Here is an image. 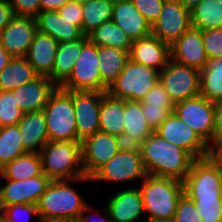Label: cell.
I'll return each mask as SVG.
<instances>
[{"label": "cell", "instance_id": "7c38bea8", "mask_svg": "<svg viewBox=\"0 0 222 222\" xmlns=\"http://www.w3.org/2000/svg\"><path fill=\"white\" fill-rule=\"evenodd\" d=\"M124 147L120 137L98 131L81 141L82 167L91 178L104 164Z\"/></svg>", "mask_w": 222, "mask_h": 222}, {"label": "cell", "instance_id": "30bf717a", "mask_svg": "<svg viewBox=\"0 0 222 222\" xmlns=\"http://www.w3.org/2000/svg\"><path fill=\"white\" fill-rule=\"evenodd\" d=\"M159 82L174 104L200 95V71L173 59L159 72Z\"/></svg>", "mask_w": 222, "mask_h": 222}, {"label": "cell", "instance_id": "ac0fdd59", "mask_svg": "<svg viewBox=\"0 0 222 222\" xmlns=\"http://www.w3.org/2000/svg\"><path fill=\"white\" fill-rule=\"evenodd\" d=\"M171 59L201 71L207 64L201 30L191 27L171 46Z\"/></svg>", "mask_w": 222, "mask_h": 222}, {"label": "cell", "instance_id": "11a10c76", "mask_svg": "<svg viewBox=\"0 0 222 222\" xmlns=\"http://www.w3.org/2000/svg\"><path fill=\"white\" fill-rule=\"evenodd\" d=\"M218 168L222 188V159H210Z\"/></svg>", "mask_w": 222, "mask_h": 222}, {"label": "cell", "instance_id": "60d3db41", "mask_svg": "<svg viewBox=\"0 0 222 222\" xmlns=\"http://www.w3.org/2000/svg\"><path fill=\"white\" fill-rule=\"evenodd\" d=\"M201 34L207 58L222 57V28L203 30Z\"/></svg>", "mask_w": 222, "mask_h": 222}, {"label": "cell", "instance_id": "5b68a950", "mask_svg": "<svg viewBox=\"0 0 222 222\" xmlns=\"http://www.w3.org/2000/svg\"><path fill=\"white\" fill-rule=\"evenodd\" d=\"M49 141L81 140L77 134L73 91L60 87L50 94L43 108Z\"/></svg>", "mask_w": 222, "mask_h": 222}, {"label": "cell", "instance_id": "44dd1931", "mask_svg": "<svg viewBox=\"0 0 222 222\" xmlns=\"http://www.w3.org/2000/svg\"><path fill=\"white\" fill-rule=\"evenodd\" d=\"M112 21L120 27L132 41L152 34V26L134 6L132 0H114Z\"/></svg>", "mask_w": 222, "mask_h": 222}, {"label": "cell", "instance_id": "8992f818", "mask_svg": "<svg viewBox=\"0 0 222 222\" xmlns=\"http://www.w3.org/2000/svg\"><path fill=\"white\" fill-rule=\"evenodd\" d=\"M159 72L153 67L129 59L107 93L122 100L142 101L145 94L158 83Z\"/></svg>", "mask_w": 222, "mask_h": 222}, {"label": "cell", "instance_id": "9f6ffc18", "mask_svg": "<svg viewBox=\"0 0 222 222\" xmlns=\"http://www.w3.org/2000/svg\"><path fill=\"white\" fill-rule=\"evenodd\" d=\"M71 2H77V3H80V4H84V3H87L89 2L90 0H70Z\"/></svg>", "mask_w": 222, "mask_h": 222}, {"label": "cell", "instance_id": "4fadbf2b", "mask_svg": "<svg viewBox=\"0 0 222 222\" xmlns=\"http://www.w3.org/2000/svg\"><path fill=\"white\" fill-rule=\"evenodd\" d=\"M191 27L190 10L177 0H165L152 34L171 47Z\"/></svg>", "mask_w": 222, "mask_h": 222}, {"label": "cell", "instance_id": "484cf974", "mask_svg": "<svg viewBox=\"0 0 222 222\" xmlns=\"http://www.w3.org/2000/svg\"><path fill=\"white\" fill-rule=\"evenodd\" d=\"M17 125L25 150L29 153H40L43 146L49 141L43 110L23 113L22 119Z\"/></svg>", "mask_w": 222, "mask_h": 222}, {"label": "cell", "instance_id": "8d00e7d4", "mask_svg": "<svg viewBox=\"0 0 222 222\" xmlns=\"http://www.w3.org/2000/svg\"><path fill=\"white\" fill-rule=\"evenodd\" d=\"M22 116L12 91H0V128L18 124Z\"/></svg>", "mask_w": 222, "mask_h": 222}, {"label": "cell", "instance_id": "9c48e42d", "mask_svg": "<svg viewBox=\"0 0 222 222\" xmlns=\"http://www.w3.org/2000/svg\"><path fill=\"white\" fill-rule=\"evenodd\" d=\"M183 183L184 193L191 200L222 199L220 174L208 157L193 162Z\"/></svg>", "mask_w": 222, "mask_h": 222}, {"label": "cell", "instance_id": "9a60e30c", "mask_svg": "<svg viewBox=\"0 0 222 222\" xmlns=\"http://www.w3.org/2000/svg\"><path fill=\"white\" fill-rule=\"evenodd\" d=\"M0 185V210L12 204H36L51 180L42 173L26 180L4 179Z\"/></svg>", "mask_w": 222, "mask_h": 222}, {"label": "cell", "instance_id": "277c9868", "mask_svg": "<svg viewBox=\"0 0 222 222\" xmlns=\"http://www.w3.org/2000/svg\"><path fill=\"white\" fill-rule=\"evenodd\" d=\"M81 141H48L40 151L42 172L52 180L85 177Z\"/></svg>", "mask_w": 222, "mask_h": 222}, {"label": "cell", "instance_id": "b9f144b4", "mask_svg": "<svg viewBox=\"0 0 222 222\" xmlns=\"http://www.w3.org/2000/svg\"><path fill=\"white\" fill-rule=\"evenodd\" d=\"M141 106L169 107L174 110L173 101L159 81L145 94Z\"/></svg>", "mask_w": 222, "mask_h": 222}, {"label": "cell", "instance_id": "816d5d0a", "mask_svg": "<svg viewBox=\"0 0 222 222\" xmlns=\"http://www.w3.org/2000/svg\"><path fill=\"white\" fill-rule=\"evenodd\" d=\"M12 58L13 57L6 51L0 41V72L5 68Z\"/></svg>", "mask_w": 222, "mask_h": 222}, {"label": "cell", "instance_id": "8fae6325", "mask_svg": "<svg viewBox=\"0 0 222 222\" xmlns=\"http://www.w3.org/2000/svg\"><path fill=\"white\" fill-rule=\"evenodd\" d=\"M173 112L199 135L211 152L214 103L198 95L175 103Z\"/></svg>", "mask_w": 222, "mask_h": 222}, {"label": "cell", "instance_id": "2e32d148", "mask_svg": "<svg viewBox=\"0 0 222 222\" xmlns=\"http://www.w3.org/2000/svg\"><path fill=\"white\" fill-rule=\"evenodd\" d=\"M107 92L73 91V106L78 137H85L99 131L101 99Z\"/></svg>", "mask_w": 222, "mask_h": 222}, {"label": "cell", "instance_id": "52a82bcc", "mask_svg": "<svg viewBox=\"0 0 222 222\" xmlns=\"http://www.w3.org/2000/svg\"><path fill=\"white\" fill-rule=\"evenodd\" d=\"M138 146L124 147L104 164L92 177V182L131 183L147 176ZM142 179V180H141ZM133 180V181H132Z\"/></svg>", "mask_w": 222, "mask_h": 222}, {"label": "cell", "instance_id": "7402d4cb", "mask_svg": "<svg viewBox=\"0 0 222 222\" xmlns=\"http://www.w3.org/2000/svg\"><path fill=\"white\" fill-rule=\"evenodd\" d=\"M56 87L47 76H39L34 81L13 89L12 93L23 113L35 112L43 110Z\"/></svg>", "mask_w": 222, "mask_h": 222}, {"label": "cell", "instance_id": "74e56055", "mask_svg": "<svg viewBox=\"0 0 222 222\" xmlns=\"http://www.w3.org/2000/svg\"><path fill=\"white\" fill-rule=\"evenodd\" d=\"M31 215L37 216V222H42L36 204L7 205L0 210V222H29Z\"/></svg>", "mask_w": 222, "mask_h": 222}, {"label": "cell", "instance_id": "ab89813d", "mask_svg": "<svg viewBox=\"0 0 222 222\" xmlns=\"http://www.w3.org/2000/svg\"><path fill=\"white\" fill-rule=\"evenodd\" d=\"M172 222H203L195 203L185 193L178 200Z\"/></svg>", "mask_w": 222, "mask_h": 222}, {"label": "cell", "instance_id": "d6986e66", "mask_svg": "<svg viewBox=\"0 0 222 222\" xmlns=\"http://www.w3.org/2000/svg\"><path fill=\"white\" fill-rule=\"evenodd\" d=\"M113 222H136L145 215L142 194L139 187L116 191L106 204Z\"/></svg>", "mask_w": 222, "mask_h": 222}, {"label": "cell", "instance_id": "cb8c5ba5", "mask_svg": "<svg viewBox=\"0 0 222 222\" xmlns=\"http://www.w3.org/2000/svg\"><path fill=\"white\" fill-rule=\"evenodd\" d=\"M59 42L47 34L36 32L25 56L40 76H49L53 71Z\"/></svg>", "mask_w": 222, "mask_h": 222}, {"label": "cell", "instance_id": "7a4b0ae2", "mask_svg": "<svg viewBox=\"0 0 222 222\" xmlns=\"http://www.w3.org/2000/svg\"><path fill=\"white\" fill-rule=\"evenodd\" d=\"M92 182L89 177L69 180H52L41 195L37 208L42 222L53 220L77 221L80 213L89 204L71 182Z\"/></svg>", "mask_w": 222, "mask_h": 222}, {"label": "cell", "instance_id": "603a6c76", "mask_svg": "<svg viewBox=\"0 0 222 222\" xmlns=\"http://www.w3.org/2000/svg\"><path fill=\"white\" fill-rule=\"evenodd\" d=\"M37 31L47 34L59 43L82 39L85 35L82 29L74 23L62 19L57 11H42L35 17Z\"/></svg>", "mask_w": 222, "mask_h": 222}, {"label": "cell", "instance_id": "d590c367", "mask_svg": "<svg viewBox=\"0 0 222 222\" xmlns=\"http://www.w3.org/2000/svg\"><path fill=\"white\" fill-rule=\"evenodd\" d=\"M28 153L21 140L18 125L0 128V169L11 160Z\"/></svg>", "mask_w": 222, "mask_h": 222}, {"label": "cell", "instance_id": "c3c4849f", "mask_svg": "<svg viewBox=\"0 0 222 222\" xmlns=\"http://www.w3.org/2000/svg\"><path fill=\"white\" fill-rule=\"evenodd\" d=\"M91 208L92 207L88 204L80 213V216L77 221L78 222H113L110 218L109 212L106 209V206L105 208H103L105 210L104 215H100L99 214L100 212L97 209L94 211H91L90 213ZM87 212L90 214H86ZM91 215L96 217L97 221L94 220L95 218L92 217Z\"/></svg>", "mask_w": 222, "mask_h": 222}, {"label": "cell", "instance_id": "f35d334b", "mask_svg": "<svg viewBox=\"0 0 222 222\" xmlns=\"http://www.w3.org/2000/svg\"><path fill=\"white\" fill-rule=\"evenodd\" d=\"M192 201L203 222H222V199Z\"/></svg>", "mask_w": 222, "mask_h": 222}, {"label": "cell", "instance_id": "1f68e13d", "mask_svg": "<svg viewBox=\"0 0 222 222\" xmlns=\"http://www.w3.org/2000/svg\"><path fill=\"white\" fill-rule=\"evenodd\" d=\"M200 95L213 103L222 101V57L208 59L200 71Z\"/></svg>", "mask_w": 222, "mask_h": 222}, {"label": "cell", "instance_id": "5bb4252c", "mask_svg": "<svg viewBox=\"0 0 222 222\" xmlns=\"http://www.w3.org/2000/svg\"><path fill=\"white\" fill-rule=\"evenodd\" d=\"M154 132L166 141L186 150L195 159L205 158L210 154L208 145L174 112Z\"/></svg>", "mask_w": 222, "mask_h": 222}, {"label": "cell", "instance_id": "6f0895ef", "mask_svg": "<svg viewBox=\"0 0 222 222\" xmlns=\"http://www.w3.org/2000/svg\"><path fill=\"white\" fill-rule=\"evenodd\" d=\"M49 222H78V221H74V220H53V221H49Z\"/></svg>", "mask_w": 222, "mask_h": 222}, {"label": "cell", "instance_id": "d6a6232c", "mask_svg": "<svg viewBox=\"0 0 222 222\" xmlns=\"http://www.w3.org/2000/svg\"><path fill=\"white\" fill-rule=\"evenodd\" d=\"M87 38L96 46H107L130 52L132 39L113 21L103 23L91 31Z\"/></svg>", "mask_w": 222, "mask_h": 222}, {"label": "cell", "instance_id": "f1b7e54d", "mask_svg": "<svg viewBox=\"0 0 222 222\" xmlns=\"http://www.w3.org/2000/svg\"><path fill=\"white\" fill-rule=\"evenodd\" d=\"M39 76L26 57H13L0 72V91H12Z\"/></svg>", "mask_w": 222, "mask_h": 222}, {"label": "cell", "instance_id": "4316f807", "mask_svg": "<svg viewBox=\"0 0 222 222\" xmlns=\"http://www.w3.org/2000/svg\"><path fill=\"white\" fill-rule=\"evenodd\" d=\"M87 40V36H84L79 40L58 44L53 71L48 76L57 87H60L71 75L75 61Z\"/></svg>", "mask_w": 222, "mask_h": 222}, {"label": "cell", "instance_id": "f5cc1de1", "mask_svg": "<svg viewBox=\"0 0 222 222\" xmlns=\"http://www.w3.org/2000/svg\"><path fill=\"white\" fill-rule=\"evenodd\" d=\"M209 159H222V142L207 156Z\"/></svg>", "mask_w": 222, "mask_h": 222}, {"label": "cell", "instance_id": "e0dca14e", "mask_svg": "<svg viewBox=\"0 0 222 222\" xmlns=\"http://www.w3.org/2000/svg\"><path fill=\"white\" fill-rule=\"evenodd\" d=\"M36 32L35 18L14 16L0 32V41L12 57H25Z\"/></svg>", "mask_w": 222, "mask_h": 222}, {"label": "cell", "instance_id": "4dcf8cb0", "mask_svg": "<svg viewBox=\"0 0 222 222\" xmlns=\"http://www.w3.org/2000/svg\"><path fill=\"white\" fill-rule=\"evenodd\" d=\"M99 69L102 82L109 88L123 71L129 52L107 46L98 47Z\"/></svg>", "mask_w": 222, "mask_h": 222}, {"label": "cell", "instance_id": "ffe728a7", "mask_svg": "<svg viewBox=\"0 0 222 222\" xmlns=\"http://www.w3.org/2000/svg\"><path fill=\"white\" fill-rule=\"evenodd\" d=\"M129 59L161 71L171 59V47L150 34L132 42Z\"/></svg>", "mask_w": 222, "mask_h": 222}, {"label": "cell", "instance_id": "7dc6e473", "mask_svg": "<svg viewBox=\"0 0 222 222\" xmlns=\"http://www.w3.org/2000/svg\"><path fill=\"white\" fill-rule=\"evenodd\" d=\"M222 142V101L214 103V129L211 137V152Z\"/></svg>", "mask_w": 222, "mask_h": 222}, {"label": "cell", "instance_id": "e575fe53", "mask_svg": "<svg viewBox=\"0 0 222 222\" xmlns=\"http://www.w3.org/2000/svg\"><path fill=\"white\" fill-rule=\"evenodd\" d=\"M82 6V31L85 36L103 23L112 21L114 0H90Z\"/></svg>", "mask_w": 222, "mask_h": 222}, {"label": "cell", "instance_id": "ba28073f", "mask_svg": "<svg viewBox=\"0 0 222 222\" xmlns=\"http://www.w3.org/2000/svg\"><path fill=\"white\" fill-rule=\"evenodd\" d=\"M60 88L66 91L107 92L108 87L102 82L99 69L98 46L89 40L84 43L71 75Z\"/></svg>", "mask_w": 222, "mask_h": 222}, {"label": "cell", "instance_id": "ee69618b", "mask_svg": "<svg viewBox=\"0 0 222 222\" xmlns=\"http://www.w3.org/2000/svg\"><path fill=\"white\" fill-rule=\"evenodd\" d=\"M144 118L155 131L173 112L169 107L142 106Z\"/></svg>", "mask_w": 222, "mask_h": 222}, {"label": "cell", "instance_id": "f6af8a7d", "mask_svg": "<svg viewBox=\"0 0 222 222\" xmlns=\"http://www.w3.org/2000/svg\"><path fill=\"white\" fill-rule=\"evenodd\" d=\"M14 16L35 18L40 12L41 0H9Z\"/></svg>", "mask_w": 222, "mask_h": 222}, {"label": "cell", "instance_id": "6da1fadb", "mask_svg": "<svg viewBox=\"0 0 222 222\" xmlns=\"http://www.w3.org/2000/svg\"><path fill=\"white\" fill-rule=\"evenodd\" d=\"M148 175L184 181L196 160L189 152L151 133L139 146Z\"/></svg>", "mask_w": 222, "mask_h": 222}, {"label": "cell", "instance_id": "d4e9b609", "mask_svg": "<svg viewBox=\"0 0 222 222\" xmlns=\"http://www.w3.org/2000/svg\"><path fill=\"white\" fill-rule=\"evenodd\" d=\"M154 131L142 112L141 101L124 100V145L139 146Z\"/></svg>", "mask_w": 222, "mask_h": 222}, {"label": "cell", "instance_id": "3957f363", "mask_svg": "<svg viewBox=\"0 0 222 222\" xmlns=\"http://www.w3.org/2000/svg\"><path fill=\"white\" fill-rule=\"evenodd\" d=\"M147 221H172L184 183L170 177L147 175L139 186Z\"/></svg>", "mask_w": 222, "mask_h": 222}, {"label": "cell", "instance_id": "681fc988", "mask_svg": "<svg viewBox=\"0 0 222 222\" xmlns=\"http://www.w3.org/2000/svg\"><path fill=\"white\" fill-rule=\"evenodd\" d=\"M14 17L9 0H0V32L10 23Z\"/></svg>", "mask_w": 222, "mask_h": 222}, {"label": "cell", "instance_id": "83f0119b", "mask_svg": "<svg viewBox=\"0 0 222 222\" xmlns=\"http://www.w3.org/2000/svg\"><path fill=\"white\" fill-rule=\"evenodd\" d=\"M124 127V100L106 93L101 99L99 131L122 138Z\"/></svg>", "mask_w": 222, "mask_h": 222}, {"label": "cell", "instance_id": "db71d44e", "mask_svg": "<svg viewBox=\"0 0 222 222\" xmlns=\"http://www.w3.org/2000/svg\"><path fill=\"white\" fill-rule=\"evenodd\" d=\"M180 2L186 9L191 10L194 8L201 0H177Z\"/></svg>", "mask_w": 222, "mask_h": 222}, {"label": "cell", "instance_id": "f907efd6", "mask_svg": "<svg viewBox=\"0 0 222 222\" xmlns=\"http://www.w3.org/2000/svg\"><path fill=\"white\" fill-rule=\"evenodd\" d=\"M70 0H41L40 1V12L42 11H57L63 7Z\"/></svg>", "mask_w": 222, "mask_h": 222}, {"label": "cell", "instance_id": "bcb514c9", "mask_svg": "<svg viewBox=\"0 0 222 222\" xmlns=\"http://www.w3.org/2000/svg\"><path fill=\"white\" fill-rule=\"evenodd\" d=\"M82 10L83 6L77 2H68L63 7L59 8L57 12L62 17V19H67L68 21H74L82 29Z\"/></svg>", "mask_w": 222, "mask_h": 222}, {"label": "cell", "instance_id": "680465c9", "mask_svg": "<svg viewBox=\"0 0 222 222\" xmlns=\"http://www.w3.org/2000/svg\"><path fill=\"white\" fill-rule=\"evenodd\" d=\"M146 222H172V221H146Z\"/></svg>", "mask_w": 222, "mask_h": 222}, {"label": "cell", "instance_id": "836d02e7", "mask_svg": "<svg viewBox=\"0 0 222 222\" xmlns=\"http://www.w3.org/2000/svg\"><path fill=\"white\" fill-rule=\"evenodd\" d=\"M190 15L195 29L222 28V5L217 0H201L190 10Z\"/></svg>", "mask_w": 222, "mask_h": 222}, {"label": "cell", "instance_id": "7bdbcfd3", "mask_svg": "<svg viewBox=\"0 0 222 222\" xmlns=\"http://www.w3.org/2000/svg\"><path fill=\"white\" fill-rule=\"evenodd\" d=\"M134 6L141 12L146 20L153 25L158 19L165 0H132Z\"/></svg>", "mask_w": 222, "mask_h": 222}, {"label": "cell", "instance_id": "f546056e", "mask_svg": "<svg viewBox=\"0 0 222 222\" xmlns=\"http://www.w3.org/2000/svg\"><path fill=\"white\" fill-rule=\"evenodd\" d=\"M42 160L40 153H26L0 169V179L26 180L41 175Z\"/></svg>", "mask_w": 222, "mask_h": 222}]
</instances>
